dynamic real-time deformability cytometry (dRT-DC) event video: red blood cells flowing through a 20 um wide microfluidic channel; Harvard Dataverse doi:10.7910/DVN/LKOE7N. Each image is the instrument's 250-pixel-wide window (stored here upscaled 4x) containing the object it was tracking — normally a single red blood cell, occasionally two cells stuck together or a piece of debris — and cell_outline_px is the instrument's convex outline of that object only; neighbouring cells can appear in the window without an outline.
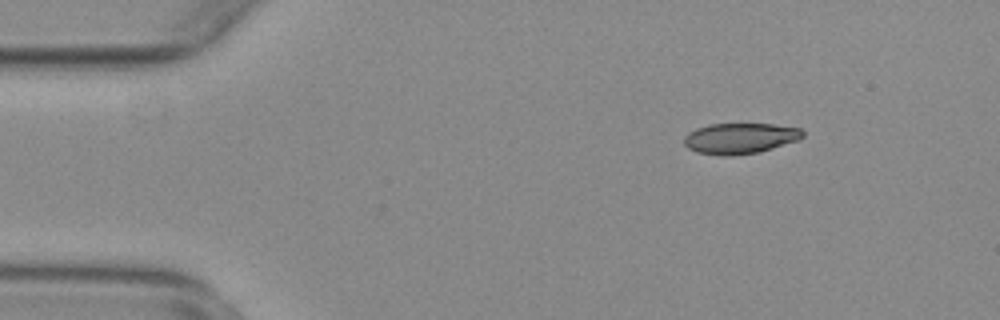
{"species": "common noctule bat (a hibernating species)", "species_latin": "Nyctalus noctula", "temperature_condition": "warm", "stored_images_in_passage": 49, "camera_frame_rate_fps": 3000, "um_per_image_px": 0.085, "animal": {"sex": "female", "body_mass_g": 29.2, "forearm_length_mm": 56.3}, "frame": {"image": 1, "passage_image": 2, "time_ms": 0.333, "image_size_px": [1000, 320], "cell_outline_px": [[804, 136], [800, 140], [760, 152], [732, 156], [720, 156], [696, 152], [688, 148], [684, 144], [684, 136], [688, 132], [696, 128], [708, 124], [772, 124], [800, 128], [804, 132]], "centroid_in_image_um": [62.9, 11.77], "position_along_channel_um": 22.1, "area_um2": 21.56}}
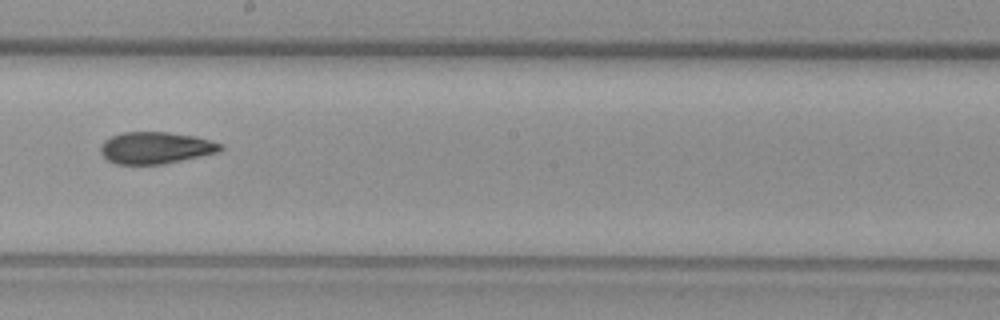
{"frame": {"image": 2, "passage_image": 25, "time_ms": 8.0, "image_size_px": [1000, 320], "cell_outline_px": [[224, 148], [220, 152], [164, 164], [116, 164], [108, 160], [100, 152], [100, 148], [104, 140], [112, 136], [124, 132], [168, 132], [196, 136], [224, 144]], "centroid_in_image_um": [13.27, 12.56], "position_along_channel_um": 234.9, "area_um2": 22.37}}
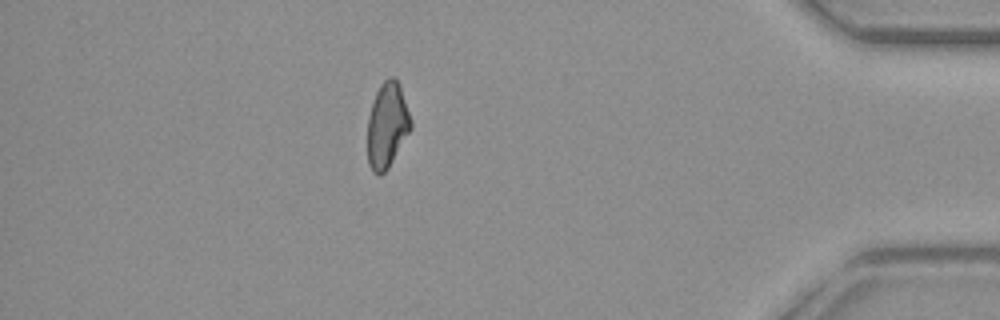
{"frame": {"image": 3, "passage_image": 42, "time_ms": 13.667, "image_size_px": [1000, 320], "cell_outline_px": [[412, 128], [388, 168], [380, 176], [376, 176], [372, 172], [368, 164], [368, 116], [376, 92], [380, 84], [388, 76], [396, 76], [400, 84], [412, 124]], "centroid_in_image_um": [32.9, 10.64], "position_along_channel_um": 402.3, "area_um2": 21.68}, "authors_computed_cell_mechanics": {"area_um2": 22.1952, "velocity_mm_per_s": 3.8028, "shape_relaxation_time_tau1_ms": null, "shape_relaxation_time_tau2_ms": 4.453, "deformation_change_tau1": null, "deformation_change_tau2": 0.1138}}